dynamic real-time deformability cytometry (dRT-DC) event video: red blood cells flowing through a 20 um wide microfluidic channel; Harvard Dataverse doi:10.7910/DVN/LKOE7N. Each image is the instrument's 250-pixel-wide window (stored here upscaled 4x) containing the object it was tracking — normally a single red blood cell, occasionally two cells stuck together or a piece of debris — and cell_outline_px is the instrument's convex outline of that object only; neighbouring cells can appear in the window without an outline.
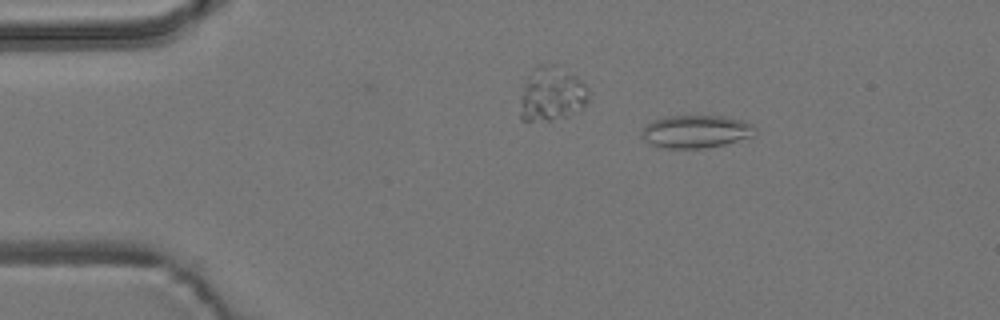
{"species": "common noctule bat (a hibernating species)", "species_latin": "Nyctalus noctula", "temperature_condition": "room temperature", "stored_images_in_passage": 4, "camera_frame_rate_fps": 3000, "um_per_image_px": 0.085, "animal": {"sex": "male", "body_mass_g": 19.2, "forearm_length_mm": 51.8}, "frame": {"image": 1, "passage_image": 2, "time_ms": 1.333, "image_size_px": [1000, 320], "cell_outline_px": [[756, 132], [752, 136], [724, 144], [704, 148], [668, 148], [652, 144], [644, 140], [640, 136], [644, 128], [652, 120], [672, 116], [720, 116], [740, 120], [752, 124], [756, 128]], "centroid_in_image_um": [59.15, 11.18], "position_along_channel_um": 25.8, "area_um2": 21.33}}